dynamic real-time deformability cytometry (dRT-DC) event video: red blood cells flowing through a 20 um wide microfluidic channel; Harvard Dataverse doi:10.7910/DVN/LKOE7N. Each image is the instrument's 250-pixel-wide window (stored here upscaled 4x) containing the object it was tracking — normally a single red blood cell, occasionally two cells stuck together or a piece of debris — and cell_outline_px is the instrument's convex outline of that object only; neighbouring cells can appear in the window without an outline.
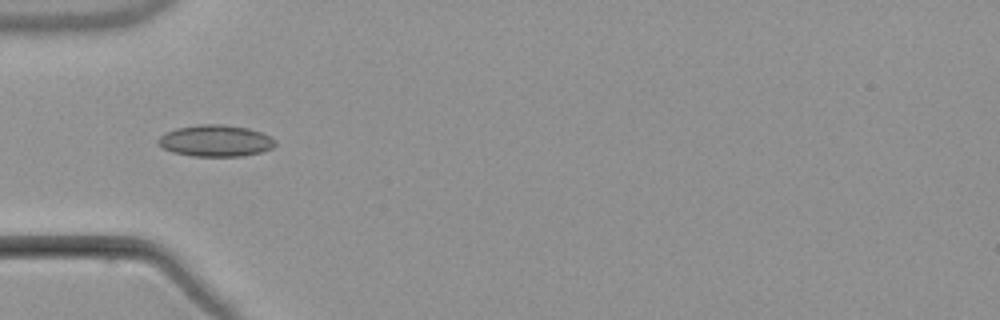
{"species": "common noctule bat (a hibernating species)", "species_latin": "Nyctalus noctula", "temperature_condition": "warm", "stored_images_in_passage": 8, "camera_frame_rate_fps": 3000, "um_per_image_px": 0.085, "animal": {"sex": "male", "body_mass_g": 21.5, "forearm_length_mm": 52.0}, "frame": {"image": 1, "passage_image": 7, "time_ms": 8.667, "image_size_px": [1000, 320], "cell_outline_px": [[276, 144], [272, 148], [260, 152], [240, 156], [192, 156], [172, 152], [156, 144], [156, 140], [160, 136], [176, 128], [200, 124], [224, 124], [248, 128], [260, 132], [276, 140]], "centroid_in_image_um": [18.3, 11.96], "position_along_channel_um": 66.7, "area_um2": 21.5}}
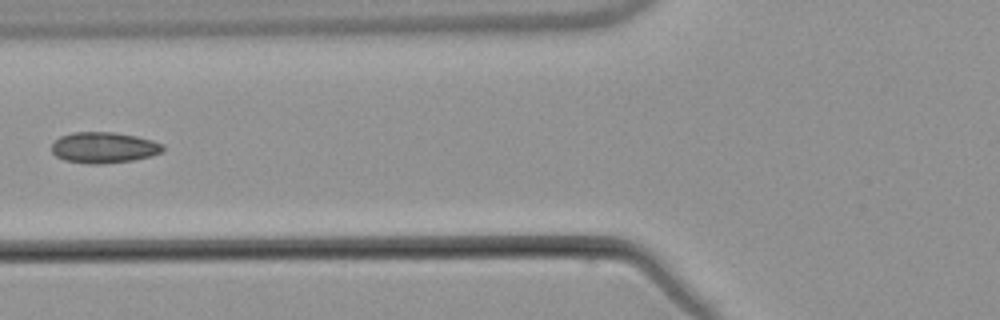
{"frame": {"image": 2, "passage_image": 8, "time_ms": 10.0, "image_size_px": [1000, 320], "cell_outline_px": [[164, 148], [160, 152], [152, 156], [132, 160], [104, 164], [88, 164], [64, 160], [56, 156], [52, 152], [52, 144], [60, 136], [72, 132], [112, 132], [136, 136], [152, 140], [164, 144]], "centroid_in_image_um": [8.82, 12.54], "position_along_channel_um": 117.0, "area_um2": 20.11}}